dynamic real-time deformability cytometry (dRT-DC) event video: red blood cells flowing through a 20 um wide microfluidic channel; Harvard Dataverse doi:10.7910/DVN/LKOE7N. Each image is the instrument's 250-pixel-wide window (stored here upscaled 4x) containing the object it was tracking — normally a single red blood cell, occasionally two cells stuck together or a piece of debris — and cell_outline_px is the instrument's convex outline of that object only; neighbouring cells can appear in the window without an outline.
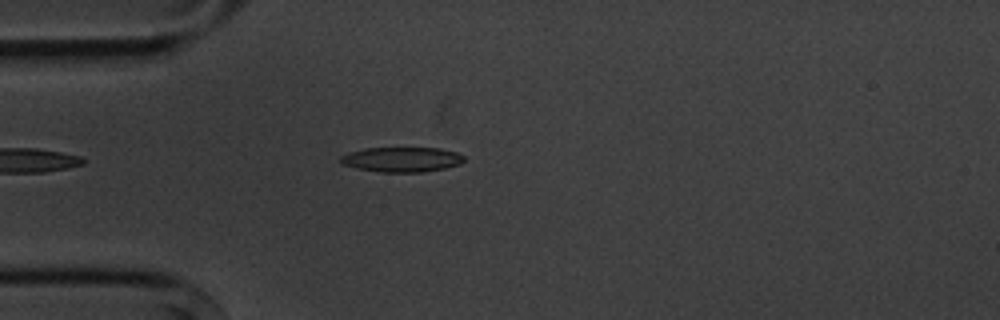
{"species": "common noctule bat (a hibernating species)", "species_latin": "Nyctalus noctula", "temperature_condition": "cold", "stored_images_in_passage": 2, "camera_frame_rate_fps": 3000, "um_per_image_px": 0.085, "animal": {"sex": "male", "body_mass_g": 20.1, "forearm_length_mm": 53.5}, "frame": {"image": 1, "passage_image": 2, "time_ms": 1.0, "image_size_px": [1000, 320], "cell_outline_px": [[464, 160], [460, 164], [444, 168], [420, 172], [380, 172], [356, 168], [340, 164], [340, 156], [348, 152], [364, 148], [440, 148], [456, 152], [464, 156]], "centroid_in_image_um": [34.11, 13.55], "position_along_channel_um": 50.9, "area_um2": 17.98}}